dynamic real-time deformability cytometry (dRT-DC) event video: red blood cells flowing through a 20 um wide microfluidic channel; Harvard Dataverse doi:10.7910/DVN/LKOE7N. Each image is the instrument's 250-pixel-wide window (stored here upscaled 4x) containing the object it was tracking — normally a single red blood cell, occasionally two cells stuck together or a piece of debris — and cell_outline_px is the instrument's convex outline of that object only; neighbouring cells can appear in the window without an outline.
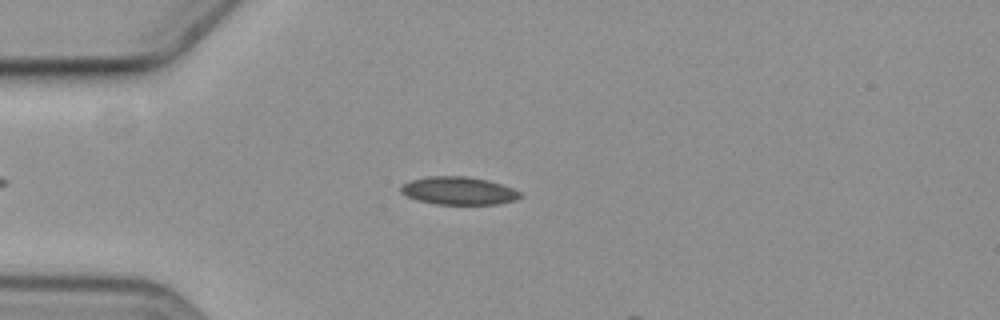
{"species": "common noctule bat (a hibernating species)", "species_latin": "Nyctalus noctula", "temperature_condition": "cold", "stored_images_in_passage": 15, "camera_frame_rate_fps": 3000, "um_per_image_px": 0.085, "animal": {"sex": "female", "body_mass_g": 19.3, "forearm_length_mm": 54.1}, "frame": {"image": 1, "passage_image": 12, "time_ms": 3.667, "image_size_px": [1000, 320], "cell_outline_px": [[524, 196], [516, 200], [496, 204], [436, 204], [416, 200], [400, 192], [400, 188], [404, 184], [412, 180], [428, 176], [468, 176], [488, 180], [512, 188], [520, 192]], "centroid_in_image_um": [39.0, 16.21], "position_along_channel_um": 46.0, "area_um2": 19.36}}